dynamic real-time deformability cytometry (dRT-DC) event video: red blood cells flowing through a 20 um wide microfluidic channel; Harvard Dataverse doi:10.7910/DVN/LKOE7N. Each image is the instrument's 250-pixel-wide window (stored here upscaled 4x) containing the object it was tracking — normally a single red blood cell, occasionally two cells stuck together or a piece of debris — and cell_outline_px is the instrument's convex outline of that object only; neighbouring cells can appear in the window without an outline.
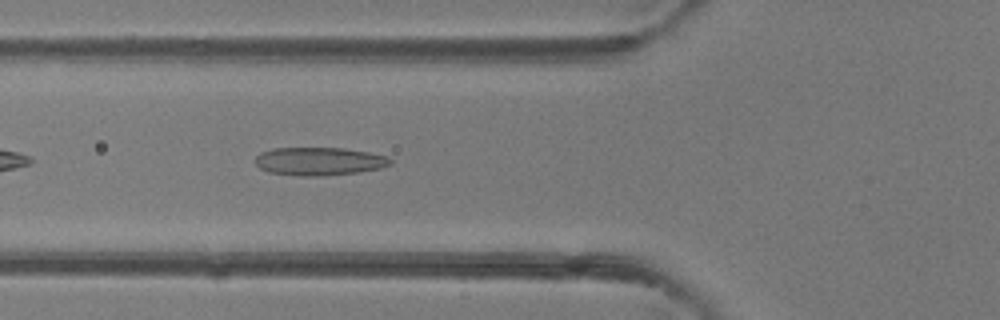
{"species": "common noctule bat (a hibernating species)", "species_latin": "Nyctalus noctula", "temperature_condition": "room temperature", "stored_images_in_passage": 35, "camera_frame_rate_fps": 3000, "um_per_image_px": 0.085, "animal": {"sex": "female"}, "frame": {"image": 1, "passage_image": 5, "time_ms": 1.333, "image_size_px": [1000, 320], "cell_outline_px": [[392, 164], [380, 168], [356, 172], [316, 176], [304, 176], [268, 172], [260, 168], [256, 164], [256, 156], [260, 152], [272, 148], [344, 148], [368, 152], [388, 156], [392, 160]], "centroid_in_image_um": [27.13, 13.7], "position_along_channel_um": 98.7, "area_um2": 22.02}}
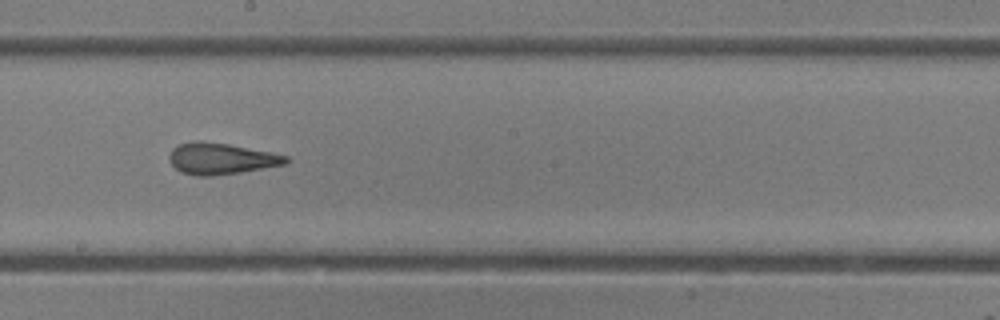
{"frame": {"image": 2, "passage_image": 14, "time_ms": 4.333, "image_size_px": [1000, 320], "cell_outline_px": [[288, 164], [240, 172], [212, 176], [196, 176], [180, 172], [168, 160], [168, 156], [172, 148], [180, 144], [196, 140], [228, 144], [272, 152], [288, 156]], "centroid_in_image_um": [18.78, 13.49], "position_along_channel_um": 229.4, "area_um2": 21.39}}
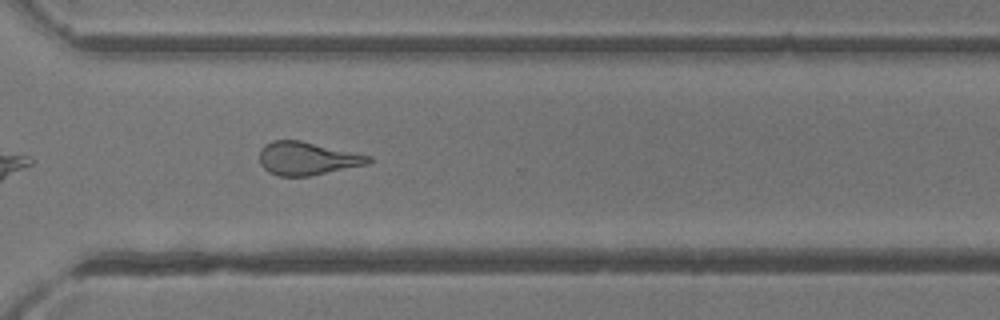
{"frame": {"image": 3, "passage_image": 22, "time_ms": 7.0, "image_size_px": [1000, 320], "cell_outline_px": [[372, 160], [368, 164], [312, 176], [280, 176], [268, 172], [260, 164], [260, 148], [264, 144], [272, 140], [300, 140], [372, 156]], "centroid_in_image_um": [26.1, 13.47], "position_along_channel_um": 344.5, "area_um2": 21.21}, "authors_computed_cell_mechanics": {"area_um2": 21.386, "velocity_mm_per_s": 4.332, "shape_relaxation_time_tau1_ms": null, "shape_relaxation_time_tau2_ms": 1.2119, "deformation_change_tau1": null, "deformation_change_tau2": 0.1012}}